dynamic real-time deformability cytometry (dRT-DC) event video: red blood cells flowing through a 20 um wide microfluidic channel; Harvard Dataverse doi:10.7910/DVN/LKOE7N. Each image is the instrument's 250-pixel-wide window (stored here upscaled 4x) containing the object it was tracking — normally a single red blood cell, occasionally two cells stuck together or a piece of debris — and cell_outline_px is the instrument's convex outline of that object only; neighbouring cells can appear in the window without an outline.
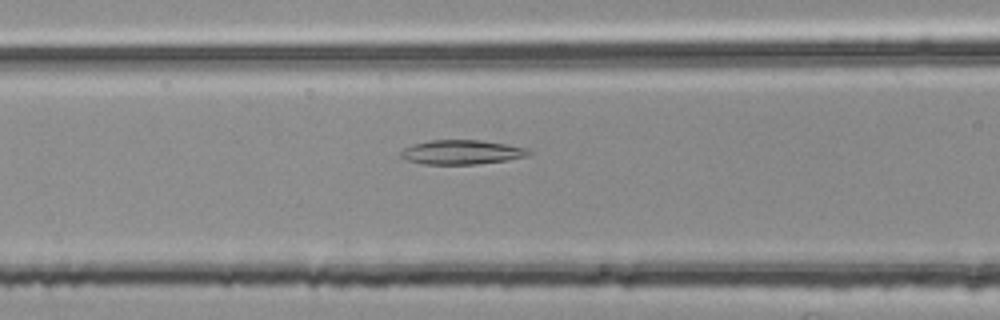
{"species": "common noctule bat (a hibernating species)", "species_latin": "Nyctalus noctula", "temperature_condition": "room temperature", "stored_images_in_passage": 39, "camera_frame_rate_fps": 3000, "um_per_image_px": 0.085, "animal": {"sex": "female", "body_mass_g": 25.1}, "frame": {"image": 1, "passage_image": 13, "time_ms": 4.0, "image_size_px": [1000, 320], "cell_outline_px": [[532, 152], [528, 156], [508, 160], [476, 164], [424, 164], [408, 160], [400, 156], [400, 152], [404, 148], [412, 144], [432, 140], [480, 140], [528, 148]], "centroid_in_image_um": [39.26, 12.93], "position_along_channel_um": 127.3, "area_um2": 18.09}}
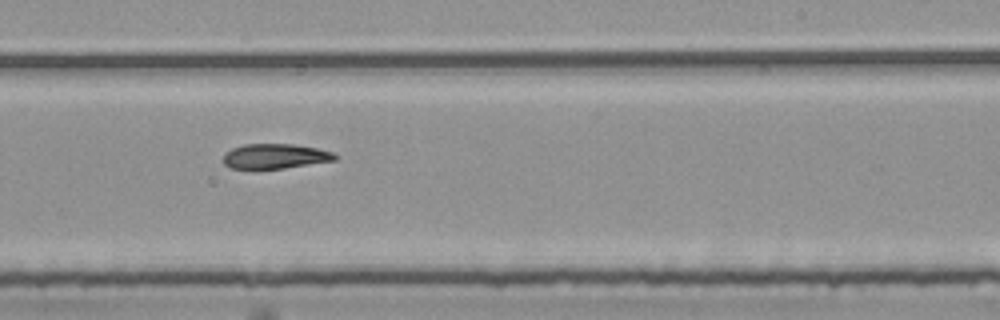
{"frame": {"image": 2, "passage_image": 24, "time_ms": 7.667, "image_size_px": [1000, 320], "cell_outline_px": [[340, 156], [336, 160], [284, 168], [232, 168], [224, 164], [224, 152], [232, 148], [244, 144], [292, 144], [316, 148], [332, 152]], "centroid_in_image_um": [23.4, 13.27], "position_along_channel_um": 265.6, "area_um2": 16.07}}
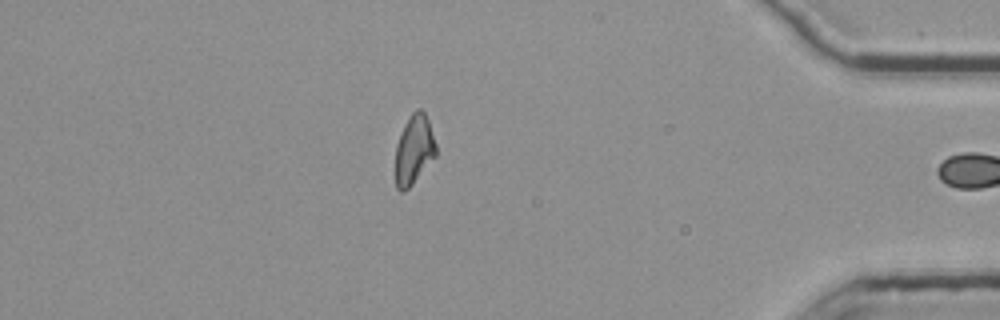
{"frame": {"image": 3, "passage_image": 38, "time_ms": 12.333, "image_size_px": [1000, 320], "cell_outline_px": [[436, 156], [412, 184], [404, 192], [400, 192], [396, 188], [396, 144], [404, 124], [408, 116], [416, 108], [420, 108], [424, 112], [428, 120], [436, 144]], "centroid_in_image_um": [35.18, 12.71], "position_along_channel_um": 400.0, "area_um2": 16.42}}